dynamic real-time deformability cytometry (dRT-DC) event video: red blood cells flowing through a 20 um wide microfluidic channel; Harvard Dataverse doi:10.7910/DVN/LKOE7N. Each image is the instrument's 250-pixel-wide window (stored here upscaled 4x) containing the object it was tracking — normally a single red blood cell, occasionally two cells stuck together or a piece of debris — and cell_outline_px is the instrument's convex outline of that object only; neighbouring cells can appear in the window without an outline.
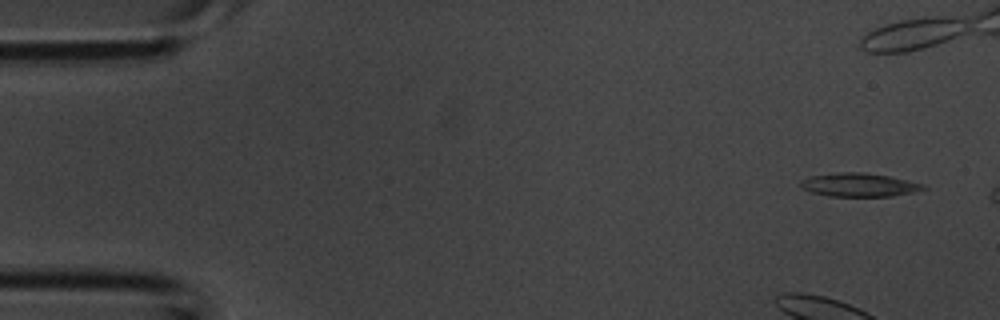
{"species": "common noctule bat (a hibernating species)", "species_latin": "Nyctalus noctula", "temperature_condition": "room temperature", "stored_images_in_passage": 3, "camera_frame_rate_fps": 3000, "um_per_image_px": 0.085, "animal": {"sex": "male", "body_mass_g": 20.1, "forearm_length_mm": 53.5}, "frame": {"image": 1, "passage_image": 3, "time_ms": 0.667, "image_size_px": [1000, 320], "cell_outline_px": [[928, 188], [912, 192], [892, 196], [828, 196], [812, 192], [800, 188], [800, 180], [808, 176], [840, 172], [864, 172], [888, 176], [908, 180], [924, 184]], "centroid_in_image_um": [72.99, 15.71], "position_along_channel_um": 12.0, "area_um2": 16.88}}